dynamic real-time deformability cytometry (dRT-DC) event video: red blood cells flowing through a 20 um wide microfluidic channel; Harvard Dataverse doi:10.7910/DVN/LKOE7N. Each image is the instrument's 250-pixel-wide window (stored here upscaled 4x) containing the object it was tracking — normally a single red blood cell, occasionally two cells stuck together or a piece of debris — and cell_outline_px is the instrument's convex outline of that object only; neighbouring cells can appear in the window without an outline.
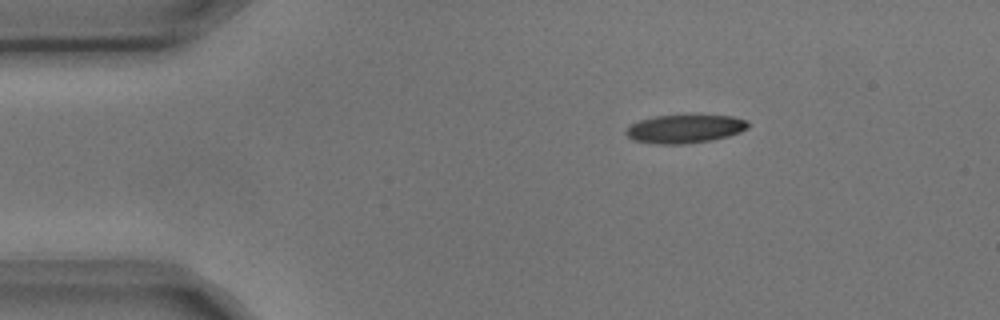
{"species": "common noctule bat (a hibernating species)", "species_latin": "Nyctalus noctula", "temperature_condition": "cold", "stored_images_in_passage": 2, "camera_frame_rate_fps": 3000, "um_per_image_px": 0.085, "animal": {"sex": "male", "body_mass_g": 17.9, "forearm_length_mm": 54.2}, "frame": {"image": 1, "passage_image": 1, "time_ms": 0.0, "image_size_px": [1000, 320], "cell_outline_px": [[748, 128], [740, 132], [728, 136], [712, 140], [684, 144], [656, 144], [636, 140], [628, 136], [624, 132], [632, 124], [640, 120], [652, 116], [732, 116], [748, 120]], "centroid_in_image_um": [58.23, 10.96], "position_along_channel_um": 26.8, "area_um2": 19.94}}